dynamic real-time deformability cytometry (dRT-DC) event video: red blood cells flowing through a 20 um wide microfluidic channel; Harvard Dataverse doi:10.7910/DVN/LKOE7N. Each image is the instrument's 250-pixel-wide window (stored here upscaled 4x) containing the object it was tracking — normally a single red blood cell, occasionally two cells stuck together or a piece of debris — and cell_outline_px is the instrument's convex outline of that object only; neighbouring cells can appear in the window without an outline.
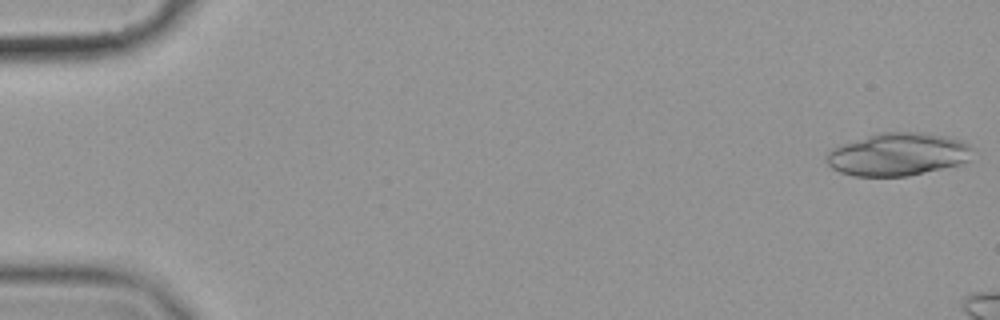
{"species": "common noctule bat (a hibernating species)", "species_latin": "Nyctalus noctula", "temperature_condition": "cold", "stored_images_in_passage": 9, "camera_frame_rate_fps": 3000, "um_per_image_px": 0.085, "animal": {"sex": "female", "body_mass_g": 19.9}, "frame": {"image": 1, "passage_image": 1, "time_ms": 0.0, "image_size_px": [1000, 320], "cell_outline_px": [[972, 148], [968, 160], [960, 164], [908, 176], [852, 176], [840, 172], [832, 168], [824, 160], [828, 152], [832, 148], [876, 132], [924, 132], [948, 136], [960, 140], [968, 144]], "centroid_in_image_um": [76.29, 13.11], "position_along_channel_um": 8.7, "area_um2": 36.53}}